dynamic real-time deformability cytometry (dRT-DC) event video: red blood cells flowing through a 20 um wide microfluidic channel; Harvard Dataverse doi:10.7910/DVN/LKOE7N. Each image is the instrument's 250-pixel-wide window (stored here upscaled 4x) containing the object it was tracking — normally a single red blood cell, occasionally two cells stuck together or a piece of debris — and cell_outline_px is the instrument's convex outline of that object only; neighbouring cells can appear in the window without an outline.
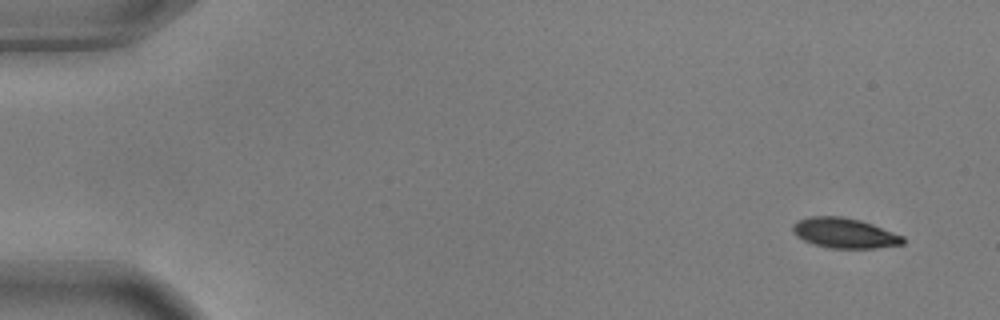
{"species": "common noctule bat (a hibernating species)", "species_latin": "Nyctalus noctula", "temperature_condition": "warm", "stored_images_in_passage": 14, "camera_frame_rate_fps": 3000, "um_per_image_px": 0.085, "animal": {"sex": "male", "body_mass_g": 17.9, "forearm_length_mm": 54.2}, "frame": {"image": 1, "passage_image": 1, "time_ms": 0.0, "image_size_px": [1000, 320], "cell_outline_px": [[904, 244], [876, 248], [828, 248], [812, 244], [796, 236], [792, 232], [792, 224], [796, 220], [808, 216], [840, 216], [860, 220], [872, 224], [904, 236]], "centroid_in_image_um": [71.74, 19.81], "position_along_channel_um": 13.3, "area_um2": 19.54}}
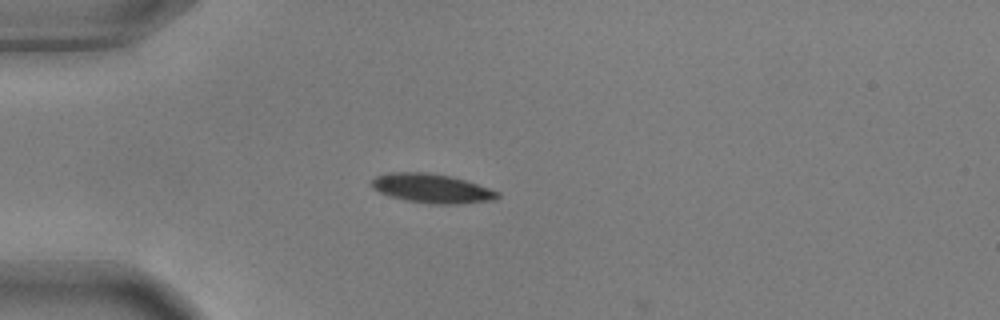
{"frame": {"image": 2, "passage_image": 13, "time_ms": 4.0, "image_size_px": [1000, 320], "cell_outline_px": [[500, 196], [496, 200], [456, 204], [432, 204], [404, 200], [388, 196], [372, 188], [372, 180], [376, 176], [388, 172], [428, 172], [452, 176], [500, 192]], "centroid_in_image_um": [36.7, 16.01], "position_along_channel_um": 48.3, "area_um2": 21.5}}